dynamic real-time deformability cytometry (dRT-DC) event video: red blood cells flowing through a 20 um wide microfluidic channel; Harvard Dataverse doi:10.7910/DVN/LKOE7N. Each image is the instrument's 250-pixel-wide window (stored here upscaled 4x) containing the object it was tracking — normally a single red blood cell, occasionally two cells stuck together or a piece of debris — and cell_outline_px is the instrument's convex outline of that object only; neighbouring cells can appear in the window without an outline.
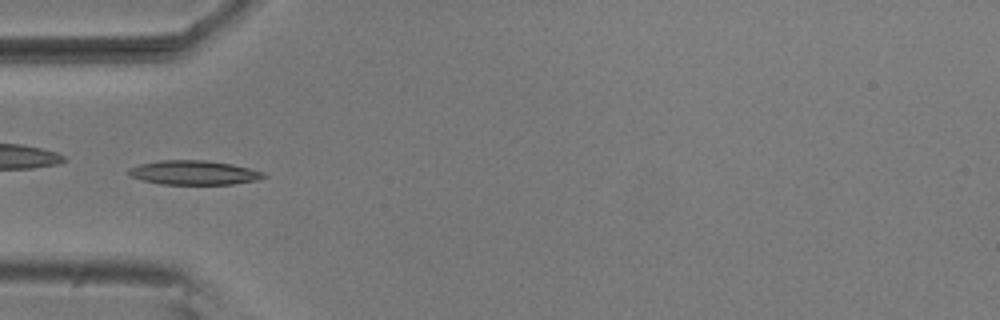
{"species": "common noctule bat (a hibernating species)", "species_latin": "Nyctalus noctula", "temperature_condition": "room temperature", "stored_images_in_passage": 38, "camera_frame_rate_fps": 3000, "um_per_image_px": 0.085, "animal": {"sex": "male", "body_mass_g": 20.5, "forearm_length_mm": 52.5}, "frame": {"image": 1, "passage_image": 1, "time_ms": 0.0, "image_size_px": [1000, 320], "cell_outline_px": [[268, 176], [256, 180], [232, 184], [160, 184], [128, 176], [128, 168], [140, 164], [156, 160], [208, 160], [232, 164], [264, 172]], "centroid_in_image_um": [16.46, 14.66], "position_along_channel_um": 68.5, "area_um2": 19.13}}
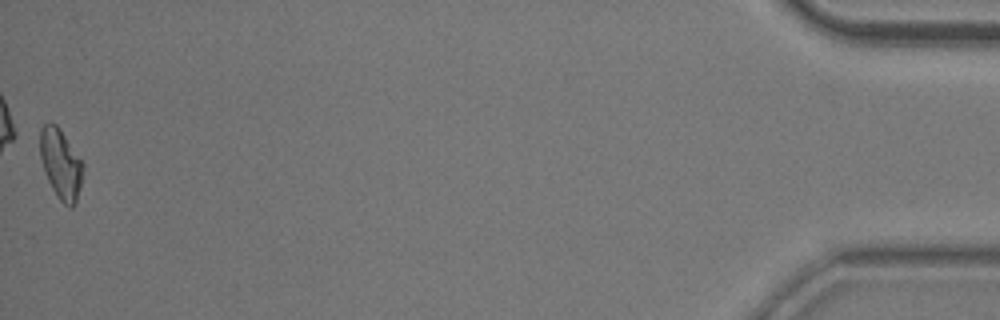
{"frame": {"image": 2, "passage_image": 38, "time_ms": 12.333, "image_size_px": [1000, 320], "cell_outline_px": [[84, 164], [80, 184], [76, 200], [72, 208], [68, 208], [56, 196], [44, 172], [40, 156], [40, 128], [44, 124], [56, 124], [60, 128]], "centroid_in_image_um": [5.15, 13.94], "position_along_channel_um": 430.0, "area_um2": 17.34}, "authors_computed_cell_mechanics": {"area_um2": 17.6001, "velocity_mm_per_s": 3.7068, "shape_relaxation_time_tau1_ms": 3.6563, "shape_relaxation_time_tau2_ms": 10.3395, "deformation_change_tau1": 0.1224, "deformation_change_tau2": 0.1708}}